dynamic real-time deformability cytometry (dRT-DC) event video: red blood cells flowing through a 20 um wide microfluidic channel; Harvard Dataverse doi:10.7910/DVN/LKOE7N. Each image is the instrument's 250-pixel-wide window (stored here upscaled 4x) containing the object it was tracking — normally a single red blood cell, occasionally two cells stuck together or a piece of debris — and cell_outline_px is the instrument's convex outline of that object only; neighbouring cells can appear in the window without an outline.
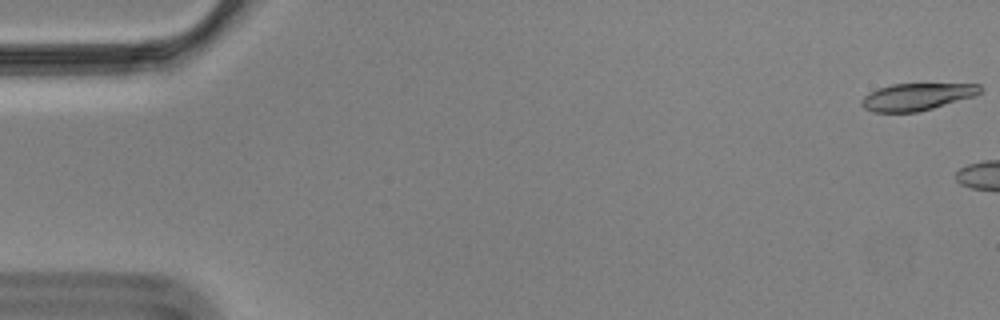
{"species": "Egyptian fruit bat (a non-hibernating species)", "species_latin": "Rousettus aegyptiacus", "temperature_condition": "cold", "stored_images_in_passage": 6, "camera_frame_rate_fps": 3000, "um_per_image_px": 0.085, "animal": {"sex": "male"}, "frame": {"image": 1, "passage_image": 1, "time_ms": 0.0, "image_size_px": [1000, 320], "cell_outline_px": [[984, 88], [976, 96], [932, 108], [916, 112], [872, 112], [864, 108], [860, 104], [860, 100], [864, 96], [880, 88], [892, 84], [980, 84]], "centroid_in_image_um": [77.95, 8.23], "position_along_channel_um": 7.1, "area_um2": 18.67}}